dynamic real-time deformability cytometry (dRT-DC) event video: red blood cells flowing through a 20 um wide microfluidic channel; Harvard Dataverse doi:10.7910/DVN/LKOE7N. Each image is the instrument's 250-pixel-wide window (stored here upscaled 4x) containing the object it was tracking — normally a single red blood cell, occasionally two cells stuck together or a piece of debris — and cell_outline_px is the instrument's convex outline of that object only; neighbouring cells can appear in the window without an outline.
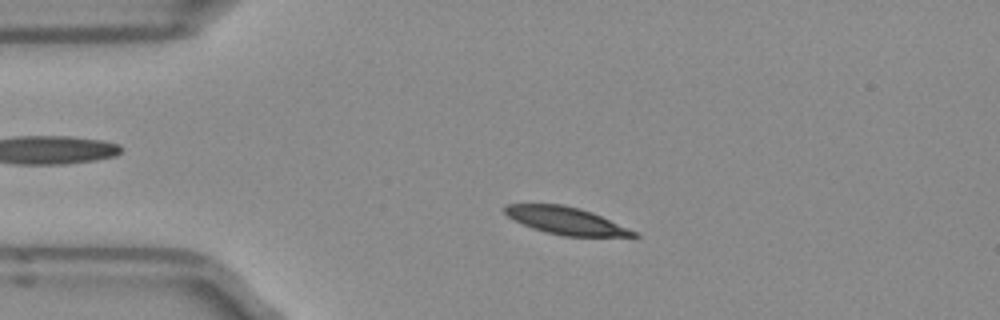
{"species": "Egyptian fruit bat (a non-hibernating species)", "species_latin": "Rousettus aegyptiacus", "temperature_condition": "room temperature", "stored_images_in_passage": 49, "camera_frame_rate_fps": 3000, "um_per_image_px": 0.085, "frame": {"image": 1, "passage_image": 9, "time_ms": 2.667, "image_size_px": [1000, 320], "cell_outline_px": [[640, 236], [564, 236], [544, 232], [532, 228], [508, 216], [504, 212], [504, 204], [564, 204], [580, 208], [592, 212], [636, 232]], "centroid_in_image_um": [48.06, 18.75], "position_along_channel_um": 36.9, "area_um2": 20.23}}
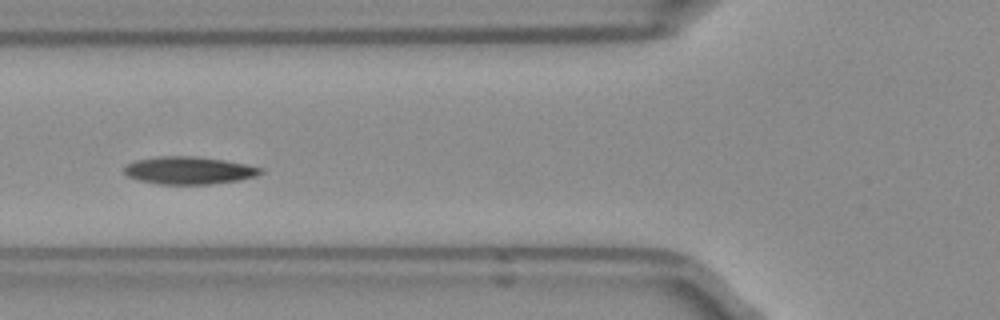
{"frame": {"image": 2, "passage_image": 17, "time_ms": 5.333, "image_size_px": [1000, 320], "cell_outline_px": [[264, 172], [256, 176], [240, 180], [212, 184], [160, 184], [136, 180], [128, 176], [124, 172], [124, 164], [136, 160], [156, 156], [192, 156], [224, 160], [244, 164], [260, 168]], "centroid_in_image_um": [16.01, 14.49], "position_along_channel_um": 109.8, "area_um2": 21.96}}
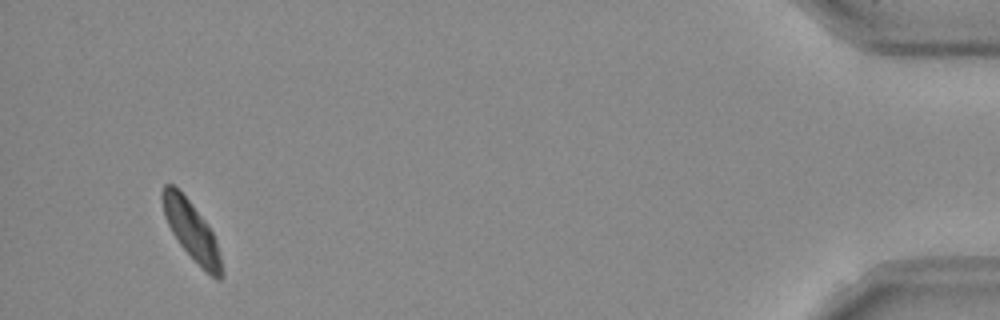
{"frame": {"image": 3, "passage_image": 47, "time_ms": 15.333, "image_size_px": [1000, 320], "cell_outline_px": [[224, 276], [220, 280], [216, 280], [180, 244], [172, 232], [164, 216], [160, 196], [160, 192], [164, 184], [172, 184], [188, 200], [204, 220], [212, 232], [216, 240], [224, 272]], "centroid_in_image_um": [16.26, 19.59], "position_along_channel_um": 418.9, "area_um2": 19.71}, "authors_computed_cell_mechanics": {"area_um2": 21.2704, "velocity_mm_per_s": 3.8935, "shape_relaxation_time_tau1_ms": 3.1717, "shape_relaxation_time_tau2_ms": null, "deformation_change_tau1": 0.1063, "deformation_change_tau2": null}}